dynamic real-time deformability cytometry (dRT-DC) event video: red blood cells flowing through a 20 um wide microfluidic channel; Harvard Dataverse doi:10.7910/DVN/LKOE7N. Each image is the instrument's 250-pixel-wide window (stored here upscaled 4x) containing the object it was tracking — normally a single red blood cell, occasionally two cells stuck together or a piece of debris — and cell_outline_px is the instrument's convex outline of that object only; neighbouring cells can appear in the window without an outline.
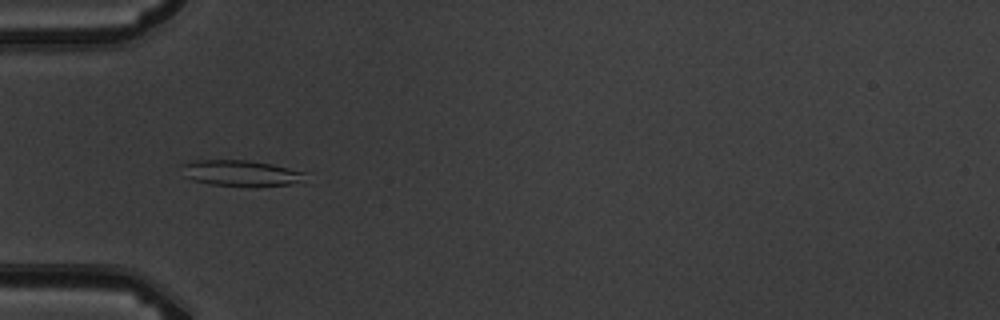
{"species": "common noctule bat (a hibernating species)", "species_latin": "Nyctalus noctula", "temperature_condition": "warm", "stored_images_in_passage": 4, "camera_frame_rate_fps": 3000, "um_per_image_px": 0.085, "animal": {"sex": "male", "body_mass_g": 19.5, "forearm_length_mm": 54.6}, "frame": {"image": 1, "passage_image": 3, "time_ms": 2.333, "image_size_px": [1000, 320], "cell_outline_px": [[304, 172], [300, 180], [288, 184], [252, 188], [212, 184], [192, 180], [184, 176], [180, 164], [196, 160], [248, 160], [272, 164]], "centroid_in_image_um": [20.38, 14.73], "position_along_channel_um": 64.6, "area_um2": 18.73}}